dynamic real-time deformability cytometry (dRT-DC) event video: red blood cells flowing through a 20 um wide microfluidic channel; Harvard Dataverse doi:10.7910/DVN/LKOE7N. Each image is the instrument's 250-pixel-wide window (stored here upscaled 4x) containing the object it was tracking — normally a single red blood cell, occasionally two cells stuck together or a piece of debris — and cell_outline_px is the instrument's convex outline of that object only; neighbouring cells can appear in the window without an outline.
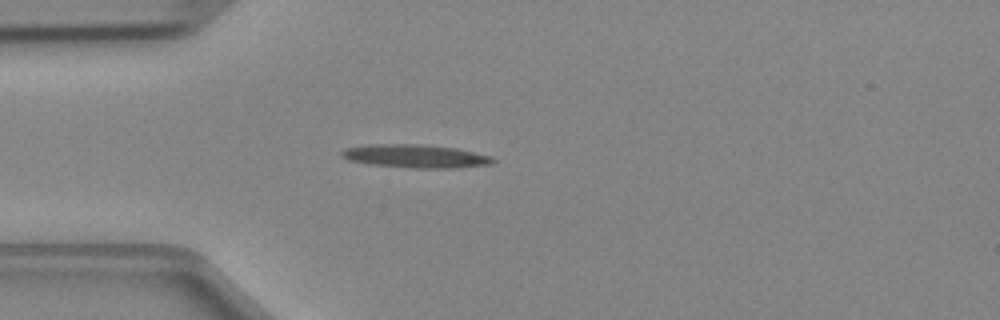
{"species": "Egyptian fruit bat (a non-hibernating species)", "species_latin": "Rousettus aegyptiacus", "temperature_condition": "cold", "stored_images_in_passage": 35, "camera_frame_rate_fps": 3000, "um_per_image_px": 0.085, "animal": {"sex": "female"}, "frame": {"image": 1, "passage_image": 1, "time_ms": 0.0, "image_size_px": [1000, 320], "cell_outline_px": [[496, 160], [492, 164], [452, 168], [412, 168], [368, 164], [348, 160], [340, 156], [340, 152], [344, 148], [368, 144], [420, 144], [456, 148], [492, 156]], "centroid_in_image_um": [35.28, 13.27], "position_along_channel_um": 49.7, "area_um2": 20.69}}
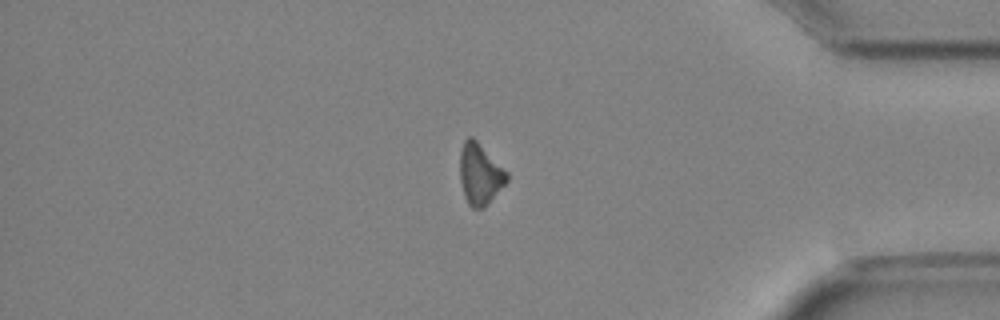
{"frame": {"image": 2, "passage_image": 28, "time_ms": 9.0, "image_size_px": [1000, 320], "cell_outline_px": [[508, 180], [484, 208], [472, 208], [468, 204], [460, 180], [460, 152], [464, 140], [468, 136], [472, 136], [508, 172]], "centroid_in_image_um": [40.79, 14.78], "position_along_channel_um": 394.4, "area_um2": 16.53}}
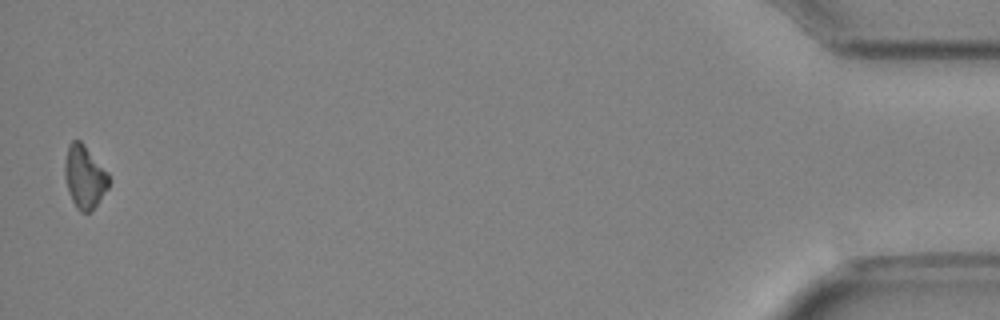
{"frame": {"image": 3, "passage_image": 35, "time_ms": 11.333, "image_size_px": [1000, 320], "cell_outline_px": [[108, 188], [92, 212], [80, 212], [76, 208], [68, 192], [64, 176], [64, 164], [68, 144], [72, 140], [80, 140], [84, 144], [108, 172]], "centroid_in_image_um": [7.17, 15.04], "position_along_channel_um": 428.0, "area_um2": 16.3}}